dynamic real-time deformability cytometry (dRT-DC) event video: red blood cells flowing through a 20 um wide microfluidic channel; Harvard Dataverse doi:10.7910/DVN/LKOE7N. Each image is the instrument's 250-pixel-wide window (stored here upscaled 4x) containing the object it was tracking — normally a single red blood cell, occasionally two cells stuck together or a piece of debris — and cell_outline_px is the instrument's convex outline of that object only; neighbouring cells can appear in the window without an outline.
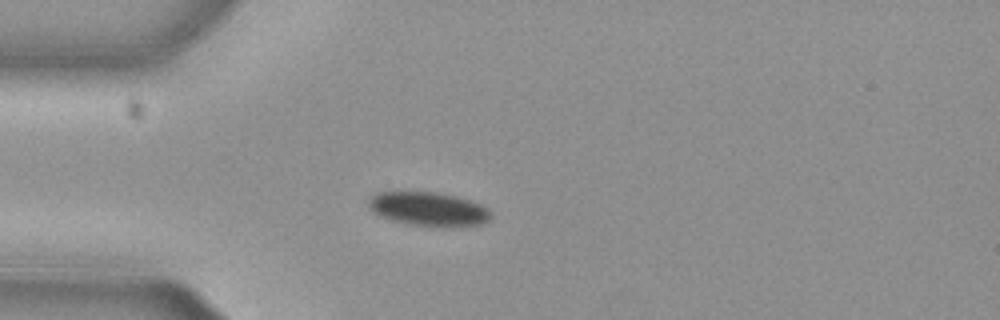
{"species": "common noctule bat (a hibernating species)", "species_latin": "Nyctalus noctula", "temperature_condition": "cold", "stored_images_in_passage": 33, "camera_frame_rate_fps": 3000, "um_per_image_px": 0.085, "animal": {"sex": "female", "body_mass_g": 29.2, "forearm_length_mm": 56.3}, "frame": {"image": 1, "passage_image": 1, "time_ms": 0.0, "image_size_px": [1000, 320], "cell_outline_px": [[492, 216], [484, 224], [452, 228], [432, 228], [408, 224], [392, 220], [380, 216], [372, 212], [368, 208], [368, 200], [376, 192], [436, 192], [456, 196], [480, 204], [488, 208]], "centroid_in_image_um": [36.44, 17.8], "position_along_channel_um": 48.6, "area_um2": 24.8}}
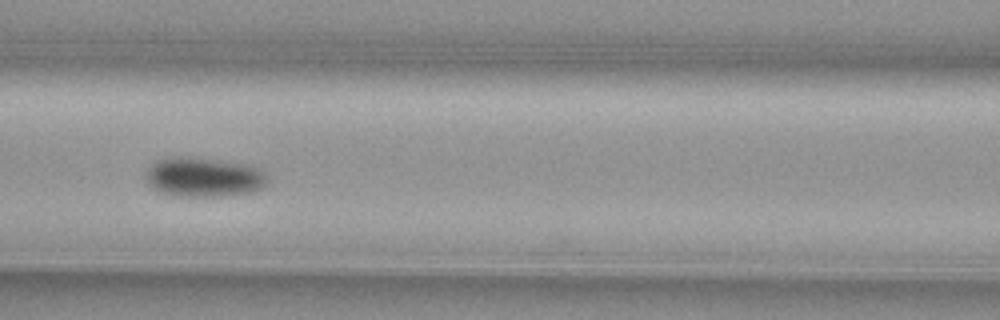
{"frame": {"image": 2, "passage_image": 10, "time_ms": 3.0, "image_size_px": [1000, 320], "cell_outline_px": [[268, 184], [252, 192], [224, 196], [176, 196], [156, 192], [148, 184], [144, 176], [148, 168], [156, 160], [168, 156], [192, 156], [244, 164], [256, 168], [264, 172], [268, 176]], "centroid_in_image_um": [17.26, 15.05], "position_along_channel_um": 149.3, "area_um2": 28.5}}
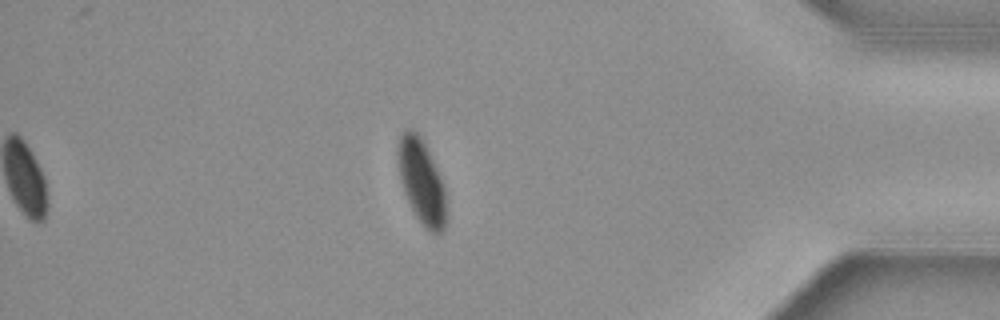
{"frame": {"image": 3, "passage_image": 33, "time_ms": 10.667, "image_size_px": [1000, 320], "cell_outline_px": [[448, 212], [444, 232], [432, 232], [424, 228], [416, 216], [404, 192], [400, 180], [396, 156], [396, 148], [400, 136], [404, 128], [412, 128], [424, 140], [444, 184]], "centroid_in_image_um": [35.84, 15.41], "position_along_channel_um": 399.4, "area_um2": 24.51}, "authors_computed_cell_mechanics": {"area_um2": 26.877, "velocity_mm_per_s": 3.7946, "shape_relaxation_time_tau1_ms": 2.0568, "shape_relaxation_time_tau2_ms": null, "deformation_change_tau1": 0.0871, "deformation_change_tau2": null}}